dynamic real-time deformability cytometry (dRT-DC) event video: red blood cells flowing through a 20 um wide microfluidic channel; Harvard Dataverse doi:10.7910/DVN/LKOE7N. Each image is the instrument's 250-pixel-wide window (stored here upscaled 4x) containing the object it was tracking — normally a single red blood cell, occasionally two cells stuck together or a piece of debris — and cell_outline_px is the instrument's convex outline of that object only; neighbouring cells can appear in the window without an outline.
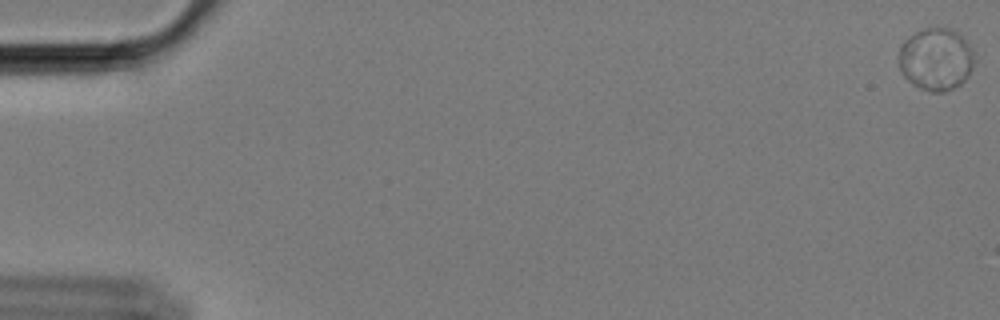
{"species": "Egyptian fruit bat (a non-hibernating species)", "species_latin": "Rousettus aegyptiacus", "temperature_condition": "cold", "stored_images_in_passage": 33, "camera_frame_rate_fps": 3000, "um_per_image_px": 0.085, "animal": {"sex": "female"}, "frame": {"image": 1, "passage_image": 1, "time_ms": 0.0, "image_size_px": [1000, 320], "cell_outline_px": [[976, 60], [968, 76], [960, 84], [944, 92], [932, 92], [920, 88], [912, 84], [904, 76], [900, 68], [900, 44], [908, 36], [924, 28], [956, 28], [968, 44]], "centroid_in_image_um": [79.57, 5.02], "position_along_channel_um": 5.4, "area_um2": 27.57}}
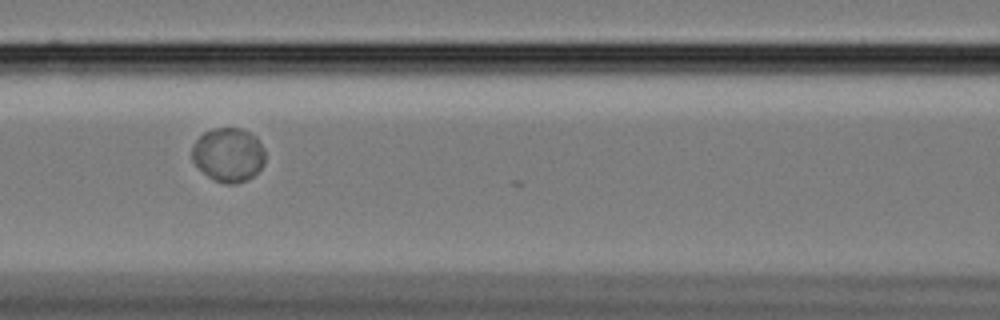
{"frame": {"image": 2, "passage_image": 28, "time_ms": 9.0, "image_size_px": [1000, 320], "cell_outline_px": [[264, 164], [252, 176], [236, 184], [224, 184], [208, 176], [192, 160], [192, 144], [204, 132], [216, 128], [240, 128], [256, 136], [264, 148]], "centroid_in_image_um": [19.41, 13.14], "position_along_channel_um": 147.2, "area_um2": 22.83}}
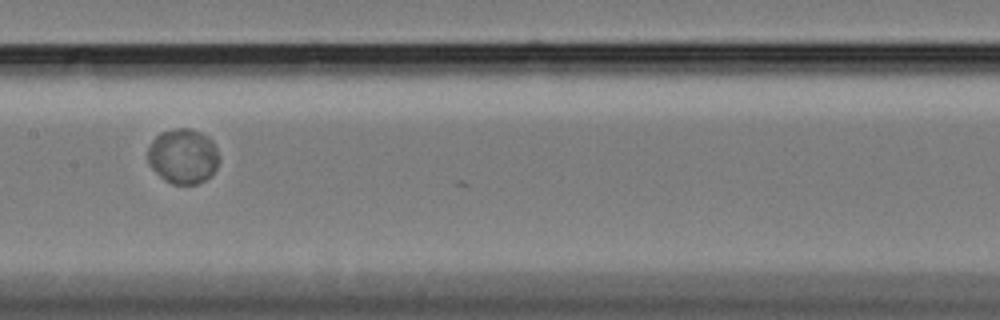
{"frame": {"image": 3, "passage_image": 32, "time_ms": 10.333, "image_size_px": [1000, 320], "cell_outline_px": [[220, 160], [212, 176], [196, 184], [172, 184], [164, 180], [148, 164], [148, 148], [152, 140], [160, 132], [176, 128], [188, 128], [200, 132], [208, 136], [212, 140], [220, 156]], "centroid_in_image_um": [15.57, 13.28], "position_along_channel_um": 191.8, "area_um2": 23.12}}